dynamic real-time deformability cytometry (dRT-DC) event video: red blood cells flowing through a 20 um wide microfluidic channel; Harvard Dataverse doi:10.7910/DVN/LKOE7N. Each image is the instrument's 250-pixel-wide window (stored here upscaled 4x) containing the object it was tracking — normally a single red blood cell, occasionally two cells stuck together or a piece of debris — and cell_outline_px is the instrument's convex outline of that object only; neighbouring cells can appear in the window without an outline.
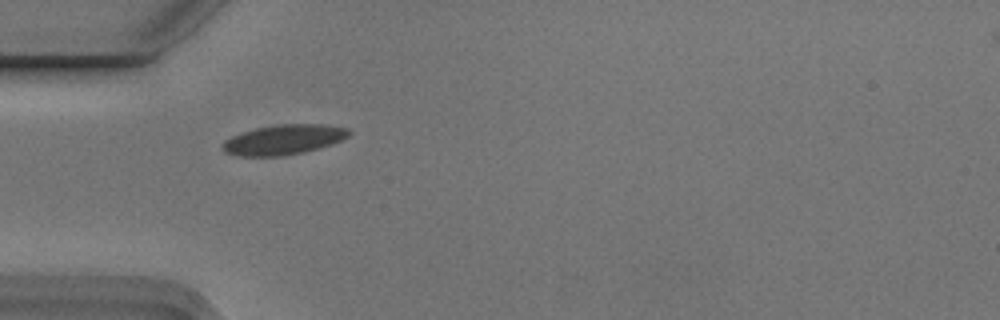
{"species": "Egyptian fruit bat (a non-hibernating species)", "species_latin": "Rousettus aegyptiacus", "temperature_condition": "cold", "stored_images_in_passage": 10, "camera_frame_rate_fps": 3000, "um_per_image_px": 0.085, "animal": {"sex": "male"}, "frame": {"image": 1, "passage_image": 4, "time_ms": 1.0, "image_size_px": [1000, 320], "cell_outline_px": [[352, 132], [348, 136], [340, 140], [304, 152], [280, 156], [240, 156], [224, 152], [220, 148], [220, 144], [224, 140], [232, 136], [256, 128], [280, 124], [324, 124], [348, 128]], "centroid_in_image_um": [24.06, 11.87], "position_along_channel_um": 60.9, "area_um2": 21.91}}
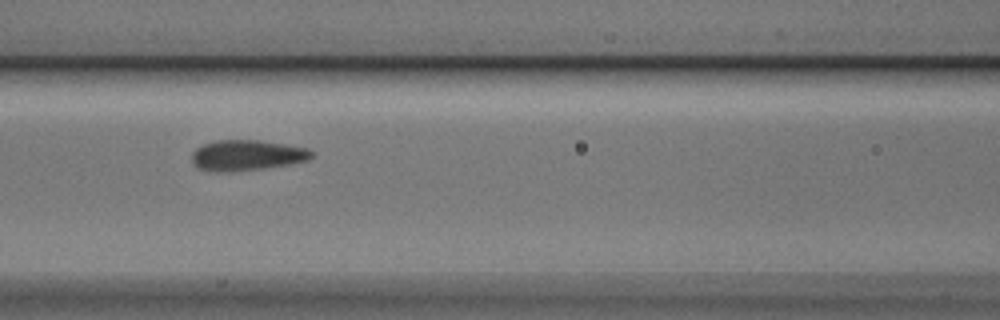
{"frame": {"image": 2, "passage_image": 6, "time_ms": 1.667, "image_size_px": [1000, 320], "cell_outline_px": [[312, 156], [308, 160], [288, 164], [260, 168], [228, 172], [216, 172], [196, 168], [192, 164], [192, 152], [196, 148], [204, 144], [216, 140], [260, 140], [308, 148], [312, 152]], "centroid_in_image_um": [20.93, 13.19], "position_along_channel_um": 145.7, "area_um2": 21.27}}
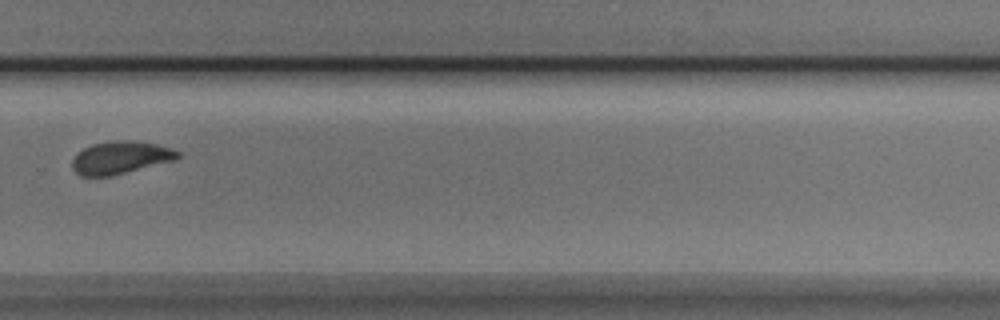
{"frame": {"image": 3, "passage_image": 10, "time_ms": 3.0, "image_size_px": [1000, 320], "cell_outline_px": [[180, 156], [176, 160], [112, 176], [80, 176], [72, 168], [72, 160], [76, 152], [92, 144], [116, 140], [128, 140], [156, 144], [172, 148], [180, 152]], "centroid_in_image_um": [10.24, 13.4], "position_along_channel_um": 319.6, "area_um2": 20.23}}